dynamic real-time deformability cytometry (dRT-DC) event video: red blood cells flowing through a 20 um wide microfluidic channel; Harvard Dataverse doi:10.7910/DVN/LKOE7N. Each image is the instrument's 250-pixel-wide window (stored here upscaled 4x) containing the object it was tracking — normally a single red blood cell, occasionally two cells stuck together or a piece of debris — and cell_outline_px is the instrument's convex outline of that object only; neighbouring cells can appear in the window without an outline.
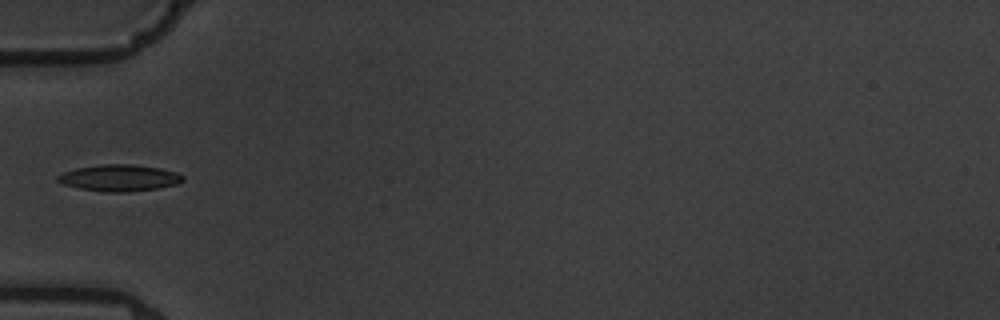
{"species": "common noctule bat (a hibernating species)", "species_latin": "Nyctalus noctula", "temperature_condition": "warm", "stored_images_in_passage": 7, "camera_frame_rate_fps": 3000, "um_per_image_px": 0.085, "animal": {"sex": "male", "body_mass_g": 19.5, "forearm_length_mm": 54.6}, "frame": {"image": 1, "passage_image": 1, "time_ms": 0.0, "image_size_px": [1000, 320], "cell_outline_px": [[184, 180], [176, 184], [156, 188], [128, 192], [108, 192], [76, 188], [64, 184], [56, 180], [56, 176], [64, 172], [76, 168], [100, 164], [132, 164], [160, 168], [176, 172], [184, 176]], "centroid_in_image_um": [10.12, 15.12], "position_along_channel_um": 74.9, "area_um2": 19.36}}
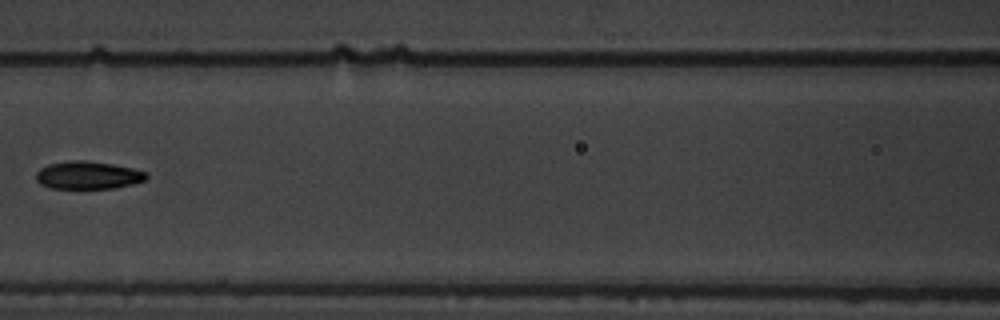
{"frame": {"image": 2, "passage_image": 3, "time_ms": 2.333, "image_size_px": [1000, 320], "cell_outline_px": [[148, 176], [144, 180], [132, 184], [112, 188], [52, 188], [40, 184], [36, 180], [36, 172], [40, 168], [48, 164], [68, 160], [84, 160], [112, 164], [132, 168], [148, 172]], "centroid_in_image_um": [7.46, 14.88], "position_along_channel_um": 159.1, "area_um2": 17.86}}
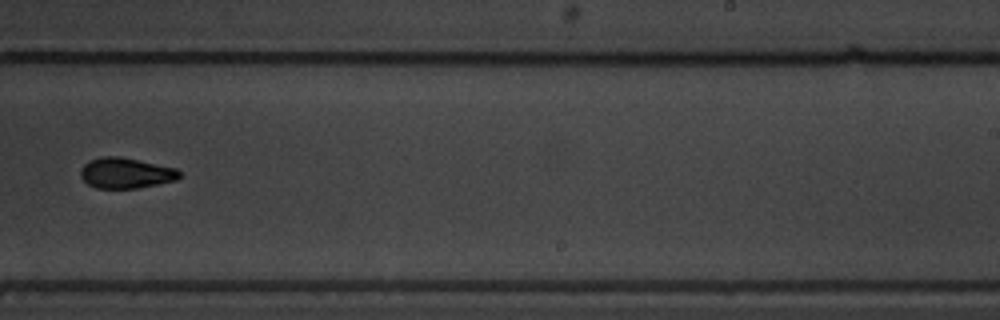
{"frame": {"image": 3, "passage_image": 6, "time_ms": 5.667, "image_size_px": [1000, 320], "cell_outline_px": [[180, 176], [176, 180], [136, 188], [96, 188], [88, 184], [80, 176], [80, 168], [88, 160], [100, 156], [120, 156], [176, 168], [180, 172]], "centroid_in_image_um": [10.65, 14.69], "position_along_channel_um": 278.4, "area_um2": 17.63}}